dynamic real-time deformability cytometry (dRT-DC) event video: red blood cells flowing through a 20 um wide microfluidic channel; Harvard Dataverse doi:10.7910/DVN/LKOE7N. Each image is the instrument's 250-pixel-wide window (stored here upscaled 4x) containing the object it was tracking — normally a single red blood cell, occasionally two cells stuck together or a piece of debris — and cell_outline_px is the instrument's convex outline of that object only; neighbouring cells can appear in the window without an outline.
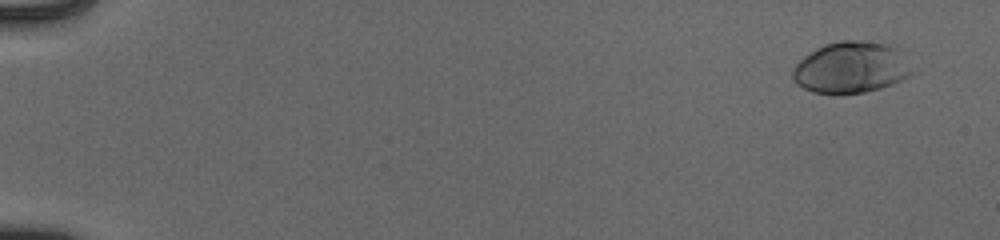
{"species": "human", "species_latin": "Homo sapiens", "temperature_condition": "cold", "stored_images_in_passage": 55, "camera_frame_rate_fps": 3000, "um_per_image_px": 0.085, "donor": {"sex": "male"}, "frame": {"image": 1, "passage_image": 4, "time_ms": 1.0, "image_size_px": [1000, 240], "cell_outline_px": [[912, 72], [908, 76], [892, 84], [880, 88], [864, 92], [812, 92], [796, 84], [792, 80], [792, 68], [804, 56], [816, 48], [824, 44], [840, 40], [860, 40], [896, 44], [904, 48]], "centroid_in_image_um": [72.38, 5.68], "position_along_channel_um": 12.6, "area_um2": 36.13}}
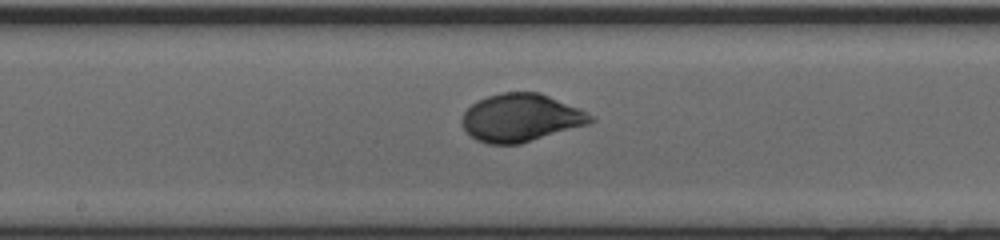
{"frame": {"image": 2, "passage_image": 32, "time_ms": 10.333, "image_size_px": [1000, 240], "cell_outline_px": [[596, 120], [588, 124], [520, 144], [488, 144], [476, 140], [460, 124], [460, 120], [464, 112], [472, 104], [488, 96], [500, 92], [540, 92], [580, 108], [592, 116]], "centroid_in_image_um": [44.27, 10.01], "position_along_channel_um": 203.9, "area_um2": 35.84}}
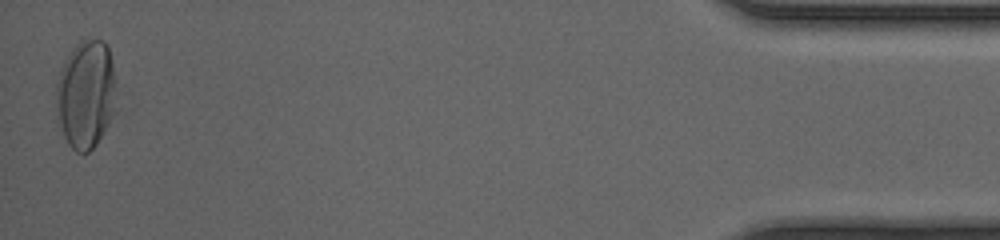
{"frame": {"image": 3, "passage_image": 55, "time_ms": 18.0, "image_size_px": [1000, 240], "cell_outline_px": [[120, 108], [96, 144], [88, 152], [76, 152], [68, 144], [64, 136], [56, 116], [56, 84], [64, 60], [72, 48], [80, 40], [104, 40], [108, 48], [112, 60]], "centroid_in_image_um": [7.35, 8.03], "position_along_channel_um": 427.9, "area_um2": 39.02}, "authors_computed_cell_mechanics": {"area_um2": 34.7378, "velocity_mm_per_s": 3.9241, "shape_relaxation_time_tau1_ms": 3.2348, "shape_relaxation_time_tau2_ms": null, "deformation_change_tau1": 0.1741, "deformation_change_tau2": null}}